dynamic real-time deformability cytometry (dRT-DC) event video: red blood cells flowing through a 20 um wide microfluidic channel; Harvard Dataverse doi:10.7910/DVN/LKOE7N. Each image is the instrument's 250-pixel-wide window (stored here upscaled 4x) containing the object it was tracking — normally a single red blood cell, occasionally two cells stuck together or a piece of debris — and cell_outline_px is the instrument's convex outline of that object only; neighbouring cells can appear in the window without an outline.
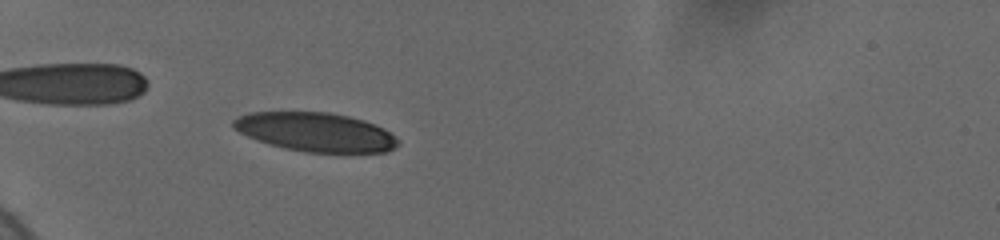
{"species": "human", "species_latin": "Homo sapiens", "temperature_condition": "cold", "stored_images_in_passage": 42, "camera_frame_rate_fps": 3000, "um_per_image_px": 0.085, "donor": {"sex": "female"}, "frame": {"image": 1, "passage_image": 7, "time_ms": 3.0, "image_size_px": [1000, 240], "cell_outline_px": [[400, 144], [388, 152], [304, 152], [284, 148], [268, 144], [256, 140], [232, 128], [232, 120], [248, 112], [328, 112], [348, 116], [364, 120], [376, 124], [384, 128], [396, 136]], "centroid_in_image_um": [26.84, 11.22], "position_along_channel_um": 58.2, "area_um2": 37.57}}
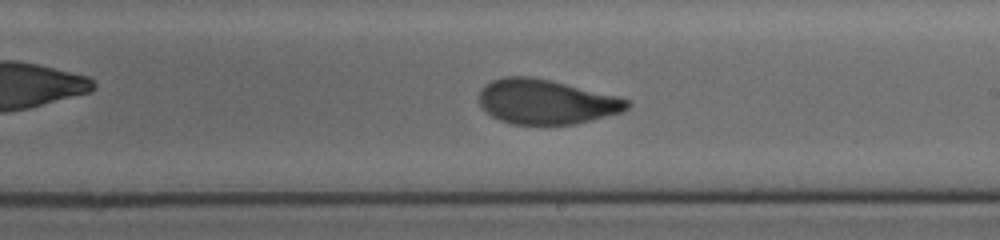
{"frame": {"image": 2, "passage_image": 23, "time_ms": 8.667, "image_size_px": [1000, 240], "cell_outline_px": [[632, 104], [628, 108], [620, 112], [572, 124], [512, 124], [500, 120], [492, 116], [480, 104], [480, 92], [492, 80], [504, 76], [532, 76], [552, 80], [620, 96], [628, 100]], "centroid_in_image_um": [46.45, 8.63], "position_along_channel_um": 242.6, "area_um2": 38.32}}
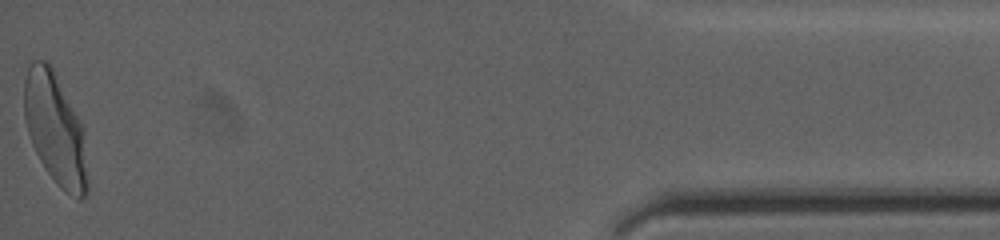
{"frame": {"image": 3, "passage_image": 42, "time_ms": 15.667, "image_size_px": [1000, 240], "cell_outline_px": [[88, 196], [80, 200], [60, 188], [56, 184], [44, 168], [32, 144], [24, 120], [24, 80], [28, 68], [32, 60], [44, 60], [52, 68], [84, 128], [88, 180]], "centroid_in_image_um": [4.71, 11.03], "position_along_channel_um": 430.5, "area_um2": 41.27}, "authors_computed_cell_mechanics": {"area_um2": 39.0728, "velocity_mm_per_s": 3.6727, "shape_relaxation_time_tau1_ms": 4.272, "shape_relaxation_time_tau2_ms": 1.0298, "deformation_change_tau1": 0.1806, "deformation_change_tau2": 0.0708}}